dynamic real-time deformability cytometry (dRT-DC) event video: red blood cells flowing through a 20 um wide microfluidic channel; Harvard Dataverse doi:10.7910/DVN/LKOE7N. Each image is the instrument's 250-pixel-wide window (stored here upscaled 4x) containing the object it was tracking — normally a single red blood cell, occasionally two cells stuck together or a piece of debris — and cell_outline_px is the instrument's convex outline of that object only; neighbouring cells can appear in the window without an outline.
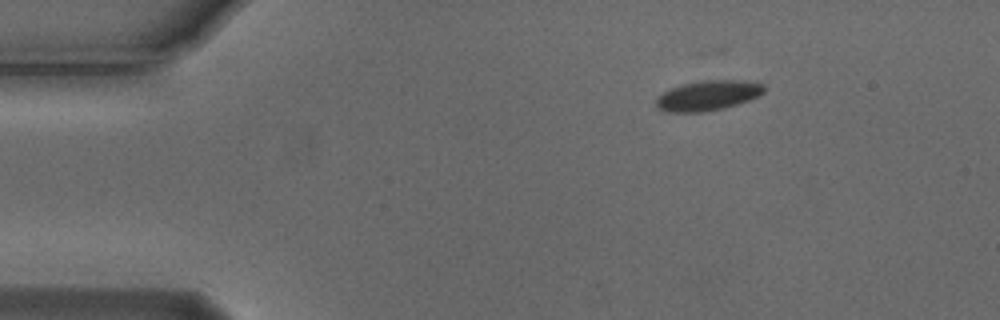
{"species": "Egyptian fruit bat (a non-hibernating species)", "species_latin": "Rousettus aegyptiacus", "temperature_condition": "cold", "stored_images_in_passage": 42, "camera_frame_rate_fps": 3000, "um_per_image_px": 0.085, "animal": {"sex": "male"}, "frame": {"image": 1, "passage_image": 1, "time_ms": 0.0, "image_size_px": [1000, 320], "cell_outline_px": [[764, 92], [748, 100], [724, 108], [704, 112], [664, 112], [656, 108], [656, 96], [680, 84], [700, 80], [740, 80], [764, 84]], "centroid_in_image_um": [60.11, 8.12], "position_along_channel_um": 24.9, "area_um2": 18.96}}
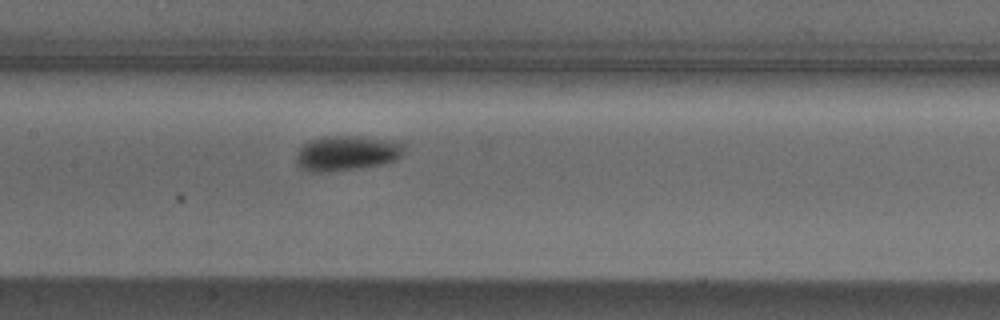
{"frame": {"image": 2, "passage_image": 19, "time_ms": 6.0, "image_size_px": [1000, 320], "cell_outline_px": [[404, 152], [396, 160], [384, 164], [360, 168], [328, 172], [308, 172], [300, 168], [296, 164], [296, 156], [300, 148], [304, 144], [312, 140], [324, 136], [356, 136], [396, 140], [404, 144]], "centroid_in_image_um": [29.49, 13.03], "position_along_channel_um": 177.9, "area_um2": 22.31}}
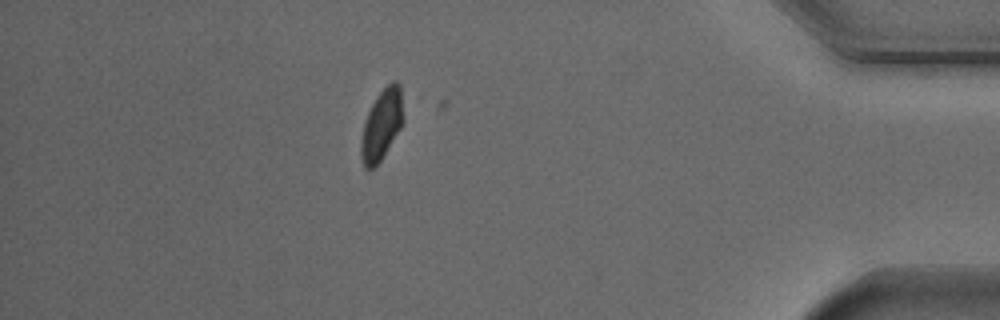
{"frame": {"image": 3, "passage_image": 41, "time_ms": 13.333, "image_size_px": [1000, 320], "cell_outline_px": [[404, 120], [400, 128], [380, 160], [372, 168], [364, 168], [360, 156], [360, 140], [364, 120], [376, 96], [392, 80], [396, 80], [400, 84], [404, 116]], "centroid_in_image_um": [32.43, 10.57], "position_along_channel_um": 402.8, "area_um2": 17.4}, "authors_computed_cell_mechanics": {"area_um2": 19.5364, "velocity_mm_per_s": 3.7004, "shape_relaxation_time_tau1_ms": null, "shape_relaxation_time_tau2_ms": 6.2754, "deformation_change_tau1": null, "deformation_change_tau2": 0.0672}}